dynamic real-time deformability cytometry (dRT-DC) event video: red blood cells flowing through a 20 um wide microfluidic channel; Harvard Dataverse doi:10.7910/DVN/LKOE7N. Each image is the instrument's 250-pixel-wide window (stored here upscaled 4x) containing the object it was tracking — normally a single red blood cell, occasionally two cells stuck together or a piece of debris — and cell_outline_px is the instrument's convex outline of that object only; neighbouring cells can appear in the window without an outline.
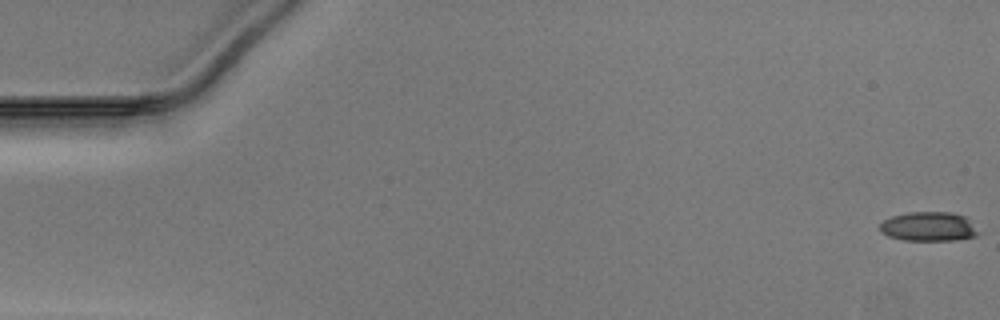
{"species": "Egyptian fruit bat (a non-hibernating species)", "species_latin": "Rousettus aegyptiacus", "temperature_condition": "warm", "stored_images_in_passage": 51, "camera_frame_rate_fps": 3000, "um_per_image_px": 0.085, "animal": {"sex": "male"}, "frame": {"image": 1, "passage_image": 1, "time_ms": 0.0, "image_size_px": [1000, 320], "cell_outline_px": [[980, 232], [976, 236], [952, 240], [904, 240], [888, 236], [880, 232], [880, 224], [884, 220], [892, 216], [908, 212], [952, 212], [964, 216]], "centroid_in_image_um": [78.91, 19.25], "position_along_channel_um": 6.1, "area_um2": 16.7}}
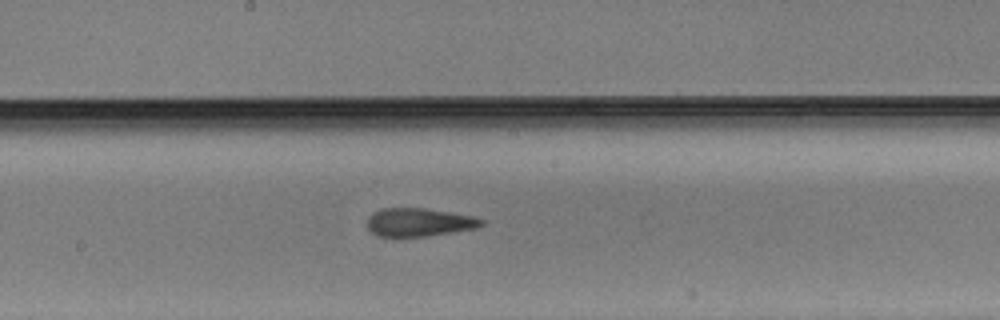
{"frame": {"image": 2, "passage_image": 28, "time_ms": 9.0, "image_size_px": [1000, 320], "cell_outline_px": [[484, 224], [476, 228], [452, 232], [424, 236], [376, 236], [368, 228], [368, 216], [372, 212], [380, 208], [424, 208], [472, 216], [484, 220]], "centroid_in_image_um": [35.58, 18.88], "position_along_channel_um": 212.6, "area_um2": 18.67}}
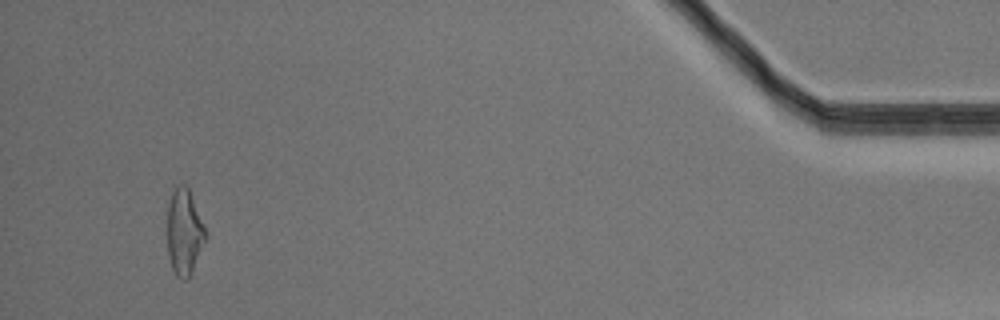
{"frame": {"image": 3, "passage_image": 49, "time_ms": 16.0, "image_size_px": [1000, 320], "cell_outline_px": [[204, 240], [192, 272], [188, 280], [184, 280], [176, 276], [172, 268], [168, 256], [168, 204], [172, 192], [180, 184], [184, 184], [188, 188], [204, 224]], "centroid_in_image_um": [15.64, 19.74], "position_along_channel_um": 419.6, "area_um2": 18.67}}